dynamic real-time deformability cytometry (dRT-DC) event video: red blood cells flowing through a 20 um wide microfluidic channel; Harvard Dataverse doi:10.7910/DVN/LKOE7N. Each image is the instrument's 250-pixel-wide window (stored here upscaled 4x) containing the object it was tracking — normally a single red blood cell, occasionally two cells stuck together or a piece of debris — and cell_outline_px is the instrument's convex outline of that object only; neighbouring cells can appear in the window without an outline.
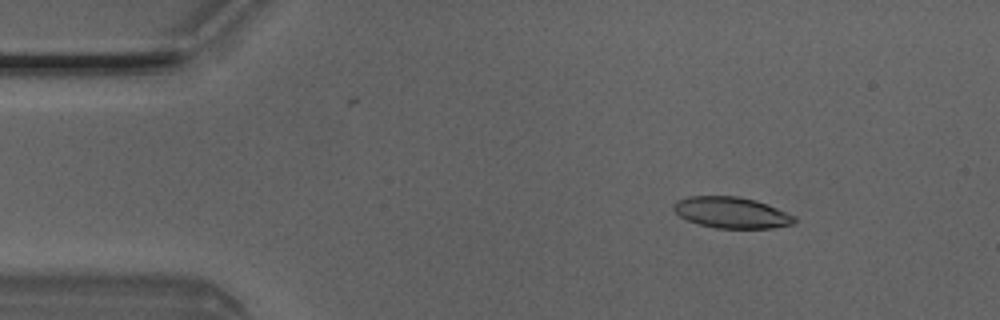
{"species": "Egyptian fruit bat (a non-hibernating species)", "species_latin": "Rousettus aegyptiacus", "temperature_condition": "room temperature", "stored_images_in_passage": 3, "camera_frame_rate_fps": 3000, "um_per_image_px": 0.085, "animal": {"sex": "male"}, "frame": {"image": 1, "passage_image": 1, "time_ms": 0.0, "image_size_px": [1000, 320], "cell_outline_px": [[796, 220], [792, 224], [772, 228], [716, 228], [700, 224], [688, 220], [680, 216], [672, 208], [672, 204], [676, 200], [688, 196], [736, 196], [756, 200], [796, 216]], "centroid_in_image_um": [62.16, 18.06], "position_along_channel_um": 22.8, "area_um2": 21.85}}